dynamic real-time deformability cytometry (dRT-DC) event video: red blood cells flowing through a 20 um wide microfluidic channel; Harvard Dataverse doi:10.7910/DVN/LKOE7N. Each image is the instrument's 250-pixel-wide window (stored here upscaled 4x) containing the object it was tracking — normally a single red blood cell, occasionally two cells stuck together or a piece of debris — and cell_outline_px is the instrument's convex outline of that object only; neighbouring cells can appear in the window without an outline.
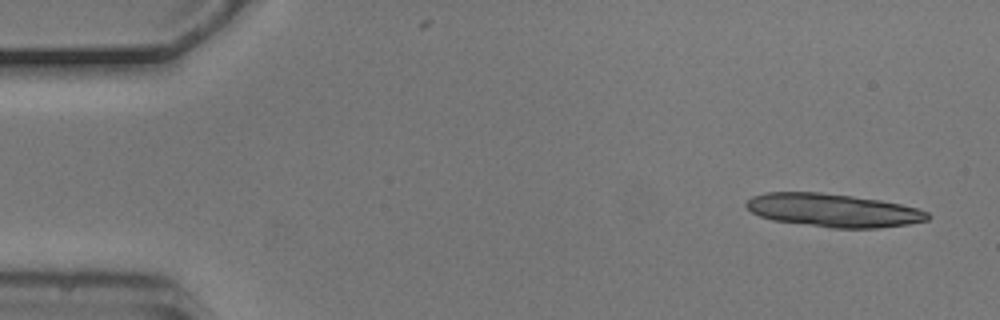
{"species": "common noctule bat (a hibernating species)", "species_latin": "Nyctalus noctula", "temperature_condition": "cold", "stored_images_in_passage": 4, "camera_frame_rate_fps": 3000, "um_per_image_px": 0.085, "animal": {"sex": "male", "body_mass_g": 20.5, "forearm_length_mm": 52.5}, "frame": {"image": 1, "passage_image": 1, "time_ms": 0.0, "image_size_px": [1000, 320], "cell_outline_px": [[932, 216], [928, 220], [908, 224], [880, 228], [832, 228], [772, 220], [760, 216], [752, 212], [744, 204], [752, 196], [768, 192], [820, 192], [852, 196], [880, 200], [900, 204], [916, 208], [928, 212]], "centroid_in_image_um": [70.83, 17.88], "position_along_channel_um": 14.2, "area_um2": 35.14}}